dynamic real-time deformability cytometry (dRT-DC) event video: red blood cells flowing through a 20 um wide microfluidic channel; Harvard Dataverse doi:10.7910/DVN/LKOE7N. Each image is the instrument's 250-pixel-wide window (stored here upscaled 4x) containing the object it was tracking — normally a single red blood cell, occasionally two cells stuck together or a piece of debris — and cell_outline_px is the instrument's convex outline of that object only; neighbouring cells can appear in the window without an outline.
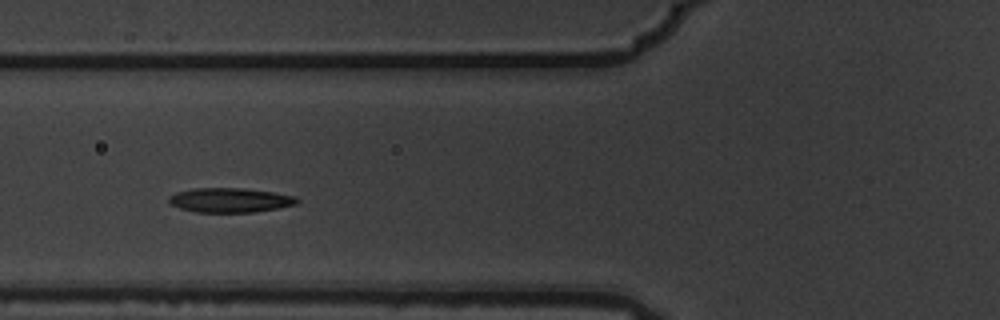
{"species": "common noctule bat (a hibernating species)", "species_latin": "Nyctalus noctula", "temperature_condition": "warm", "stored_images_in_passage": 14, "camera_frame_rate_fps": 3000, "um_per_image_px": 0.085, "animal": {"sex": "male", "body_mass_g": 19.5, "forearm_length_mm": 54.6}, "frame": {"image": 1, "passage_image": 4, "time_ms": 1.0, "image_size_px": [1000, 320], "cell_outline_px": [[300, 200], [296, 204], [256, 212], [196, 212], [180, 208], [168, 204], [168, 196], [176, 192], [192, 188], [244, 188], [272, 192], [296, 196]], "centroid_in_image_um": [19.51, 17.01], "position_along_channel_um": 106.3, "area_um2": 18.38}}
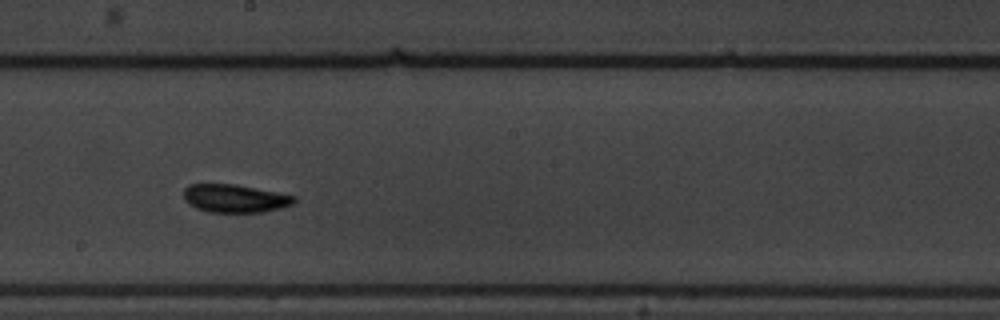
{"frame": {"image": 2, "passage_image": 7, "time_ms": 2.0, "image_size_px": [1000, 320], "cell_outline_px": [[296, 200], [292, 204], [280, 208], [264, 212], [208, 212], [196, 208], [188, 204], [184, 200], [184, 188], [188, 184], [236, 184], [296, 196]], "centroid_in_image_um": [19.94, 16.86], "position_along_channel_um": 228.3, "area_um2": 18.15}}
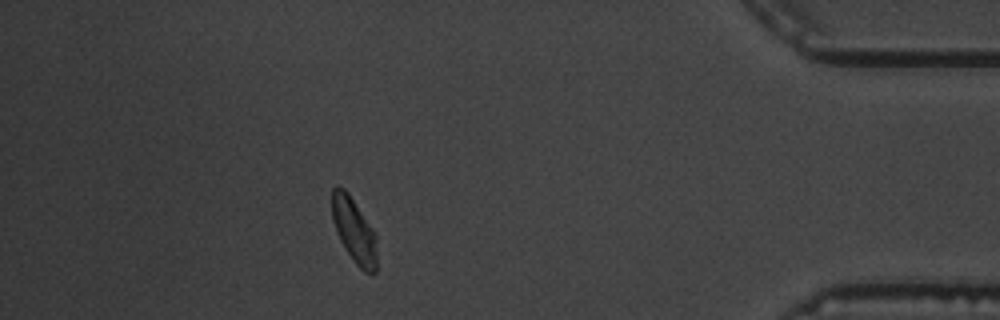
{"frame": {"image": 3, "passage_image": 12, "time_ms": 3.667, "image_size_px": [1000, 320], "cell_outline_px": [[376, 272], [364, 272], [356, 264], [340, 240], [332, 220], [332, 188], [336, 184], [344, 188], [348, 192], [376, 236]], "centroid_in_image_um": [30.07, 19.55], "position_along_channel_um": 405.1, "area_um2": 16.59}}